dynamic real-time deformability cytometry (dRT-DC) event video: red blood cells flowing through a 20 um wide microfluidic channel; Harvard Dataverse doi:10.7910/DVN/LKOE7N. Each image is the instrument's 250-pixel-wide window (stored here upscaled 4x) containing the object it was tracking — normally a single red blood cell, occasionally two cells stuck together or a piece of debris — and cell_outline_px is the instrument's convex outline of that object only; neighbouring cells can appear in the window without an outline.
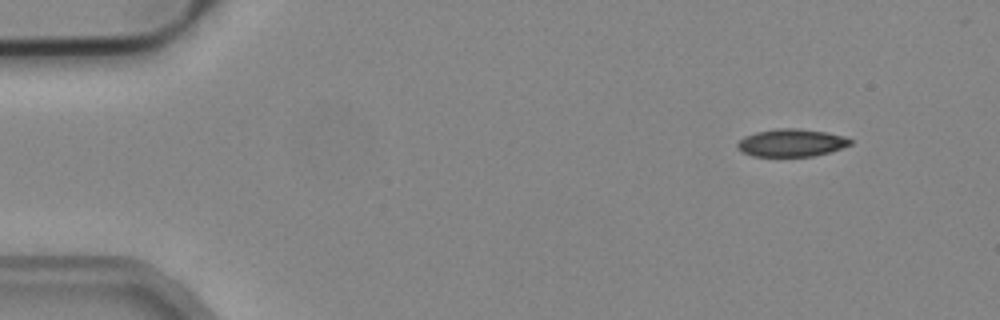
{"species": "common noctule bat (a hibernating species)", "species_latin": "Nyctalus noctula", "temperature_condition": "cold", "stored_images_in_passage": 4, "segment_of_instrument_passage": [2, 2], "camera_frame_rate_fps": 3000, "um_per_image_px": 0.085, "animal": {"sex": "male", "body_mass_g": 19.2, "forearm_length_mm": 51.8}, "frame": {"image": 1, "passage_image": 4, "time_ms": 1.0, "image_size_px": [1000, 320], "cell_outline_px": [[852, 144], [828, 152], [812, 156], [752, 156], [736, 148], [736, 144], [744, 136], [756, 132], [780, 128], [796, 128], [824, 132], [844, 136], [852, 140]], "centroid_in_image_um": [67.24, 12.13], "position_along_channel_um": 17.8, "area_um2": 17.98}}